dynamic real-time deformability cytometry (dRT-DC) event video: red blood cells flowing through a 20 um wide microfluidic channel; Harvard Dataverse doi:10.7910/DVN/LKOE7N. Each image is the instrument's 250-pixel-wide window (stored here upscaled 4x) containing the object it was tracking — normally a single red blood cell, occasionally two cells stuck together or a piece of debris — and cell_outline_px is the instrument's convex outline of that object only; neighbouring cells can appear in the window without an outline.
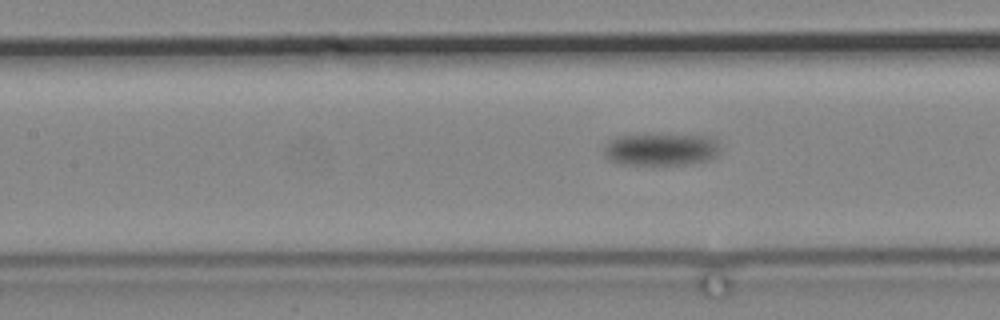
{"species": "common noctule bat (a hibernating species)", "species_latin": "Nyctalus noctula", "temperature_condition": "cold", "stored_images_in_passage": 37, "camera_frame_rate_fps": 3000, "um_per_image_px": 0.085, "animal": {"sex": "male", "body_mass_g": 19.2, "forearm_length_mm": 51.8}, "frame": {"image": 1, "passage_image": 12, "time_ms": 3.667, "image_size_px": [1000, 320], "cell_outline_px": [[720, 148], [716, 156], [708, 160], [684, 164], [620, 164], [608, 160], [604, 156], [604, 148], [608, 140], [616, 136], [716, 136]], "centroid_in_image_um": [56.18, 12.71], "position_along_channel_um": 151.2, "area_um2": 21.56}}
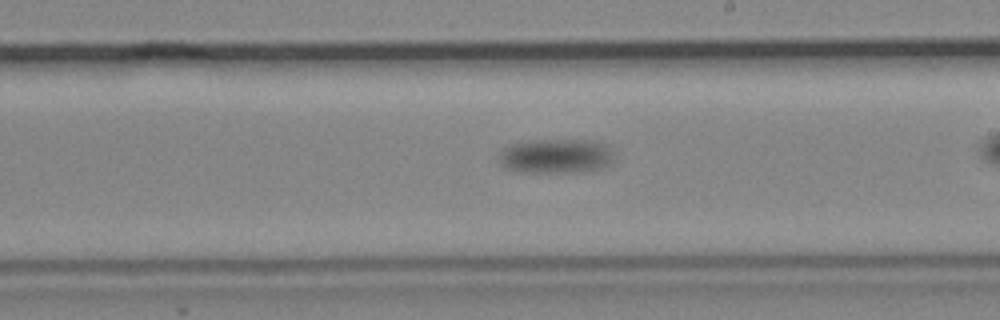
{"frame": {"image": 2, "passage_image": 22, "time_ms": 7.0, "image_size_px": [1000, 320], "cell_outline_px": [[612, 164], [604, 168], [588, 172], [520, 172], [504, 168], [500, 164], [500, 152], [508, 144], [528, 140], [600, 140], [608, 144], [612, 148]], "centroid_in_image_um": [47.31, 13.26], "position_along_channel_um": 241.7, "area_um2": 23.87}}
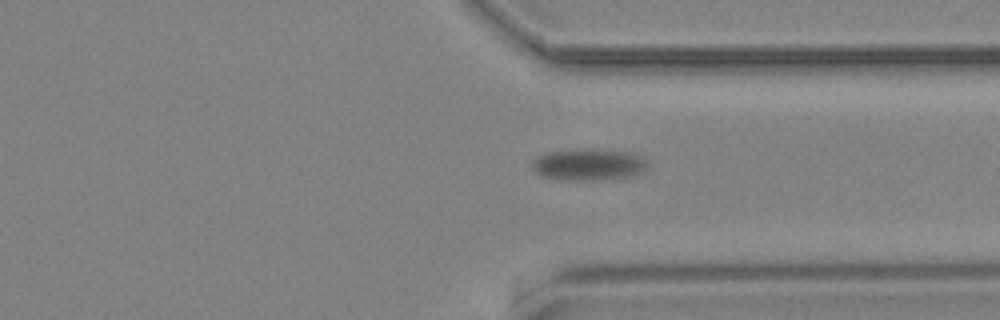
{"frame": {"image": 3, "passage_image": 35, "time_ms": 11.333, "image_size_px": [1000, 320], "cell_outline_px": [[648, 164], [644, 172], [632, 176], [592, 180], [572, 180], [540, 176], [532, 168], [532, 160], [536, 156], [544, 152], [584, 148], [636, 152], [644, 156]], "centroid_in_image_um": [50.06, 13.96], "position_along_channel_um": 361.3, "area_um2": 21.79}}